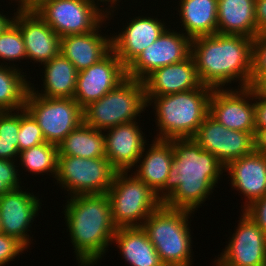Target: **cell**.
Instances as JSON below:
<instances>
[{
  "label": "cell",
  "instance_id": "1",
  "mask_svg": "<svg viewBox=\"0 0 266 266\" xmlns=\"http://www.w3.org/2000/svg\"><path fill=\"white\" fill-rule=\"evenodd\" d=\"M169 141L174 150L173 163L156 196L169 208L194 212L213 193L225 166L193 138Z\"/></svg>",
  "mask_w": 266,
  "mask_h": 266
},
{
  "label": "cell",
  "instance_id": "2",
  "mask_svg": "<svg viewBox=\"0 0 266 266\" xmlns=\"http://www.w3.org/2000/svg\"><path fill=\"white\" fill-rule=\"evenodd\" d=\"M64 210L79 266H94L112 245L117 227L107 193L70 196Z\"/></svg>",
  "mask_w": 266,
  "mask_h": 266
},
{
  "label": "cell",
  "instance_id": "3",
  "mask_svg": "<svg viewBox=\"0 0 266 266\" xmlns=\"http://www.w3.org/2000/svg\"><path fill=\"white\" fill-rule=\"evenodd\" d=\"M252 42L247 36L220 33L192 39L191 55L201 83L224 89L235 80L237 87H248Z\"/></svg>",
  "mask_w": 266,
  "mask_h": 266
},
{
  "label": "cell",
  "instance_id": "4",
  "mask_svg": "<svg viewBox=\"0 0 266 266\" xmlns=\"http://www.w3.org/2000/svg\"><path fill=\"white\" fill-rule=\"evenodd\" d=\"M212 90L213 88L203 85L189 91L145 97L147 107L152 104L155 106L156 127H159V134L155 139L169 141L193 138L209 114Z\"/></svg>",
  "mask_w": 266,
  "mask_h": 266
},
{
  "label": "cell",
  "instance_id": "5",
  "mask_svg": "<svg viewBox=\"0 0 266 266\" xmlns=\"http://www.w3.org/2000/svg\"><path fill=\"white\" fill-rule=\"evenodd\" d=\"M191 213L161 204L141 226L165 266L192 265Z\"/></svg>",
  "mask_w": 266,
  "mask_h": 266
},
{
  "label": "cell",
  "instance_id": "6",
  "mask_svg": "<svg viewBox=\"0 0 266 266\" xmlns=\"http://www.w3.org/2000/svg\"><path fill=\"white\" fill-rule=\"evenodd\" d=\"M147 107L143 81L126 78L101 99L83 109V122L106 131L120 124L137 121Z\"/></svg>",
  "mask_w": 266,
  "mask_h": 266
},
{
  "label": "cell",
  "instance_id": "7",
  "mask_svg": "<svg viewBox=\"0 0 266 266\" xmlns=\"http://www.w3.org/2000/svg\"><path fill=\"white\" fill-rule=\"evenodd\" d=\"M127 174L128 171H117L107 191L112 220L117 228L141 227L150 214L162 204L142 180Z\"/></svg>",
  "mask_w": 266,
  "mask_h": 266
},
{
  "label": "cell",
  "instance_id": "8",
  "mask_svg": "<svg viewBox=\"0 0 266 266\" xmlns=\"http://www.w3.org/2000/svg\"><path fill=\"white\" fill-rule=\"evenodd\" d=\"M99 5L92 0H44L33 10L62 38L89 33L104 24L107 12Z\"/></svg>",
  "mask_w": 266,
  "mask_h": 266
},
{
  "label": "cell",
  "instance_id": "9",
  "mask_svg": "<svg viewBox=\"0 0 266 266\" xmlns=\"http://www.w3.org/2000/svg\"><path fill=\"white\" fill-rule=\"evenodd\" d=\"M117 170L106 157L58 155L55 179L69 196L107 193Z\"/></svg>",
  "mask_w": 266,
  "mask_h": 266
},
{
  "label": "cell",
  "instance_id": "10",
  "mask_svg": "<svg viewBox=\"0 0 266 266\" xmlns=\"http://www.w3.org/2000/svg\"><path fill=\"white\" fill-rule=\"evenodd\" d=\"M24 108L37 121L45 141L55 145L83 122V109L73 98H45L29 89Z\"/></svg>",
  "mask_w": 266,
  "mask_h": 266
},
{
  "label": "cell",
  "instance_id": "11",
  "mask_svg": "<svg viewBox=\"0 0 266 266\" xmlns=\"http://www.w3.org/2000/svg\"><path fill=\"white\" fill-rule=\"evenodd\" d=\"M180 33L166 28L126 68L127 77L143 81L154 70L187 59L191 55L192 40L183 32Z\"/></svg>",
  "mask_w": 266,
  "mask_h": 266
},
{
  "label": "cell",
  "instance_id": "12",
  "mask_svg": "<svg viewBox=\"0 0 266 266\" xmlns=\"http://www.w3.org/2000/svg\"><path fill=\"white\" fill-rule=\"evenodd\" d=\"M193 139L225 167L233 160L255 151L254 133L227 129L209 114L204 118Z\"/></svg>",
  "mask_w": 266,
  "mask_h": 266
},
{
  "label": "cell",
  "instance_id": "13",
  "mask_svg": "<svg viewBox=\"0 0 266 266\" xmlns=\"http://www.w3.org/2000/svg\"><path fill=\"white\" fill-rule=\"evenodd\" d=\"M242 214L214 266H266V233L243 211Z\"/></svg>",
  "mask_w": 266,
  "mask_h": 266
},
{
  "label": "cell",
  "instance_id": "14",
  "mask_svg": "<svg viewBox=\"0 0 266 266\" xmlns=\"http://www.w3.org/2000/svg\"><path fill=\"white\" fill-rule=\"evenodd\" d=\"M254 94L248 88L213 89L209 115L227 129L255 133Z\"/></svg>",
  "mask_w": 266,
  "mask_h": 266
},
{
  "label": "cell",
  "instance_id": "15",
  "mask_svg": "<svg viewBox=\"0 0 266 266\" xmlns=\"http://www.w3.org/2000/svg\"><path fill=\"white\" fill-rule=\"evenodd\" d=\"M127 78L126 67L111 50L98 63L78 72L73 99L84 109Z\"/></svg>",
  "mask_w": 266,
  "mask_h": 266
},
{
  "label": "cell",
  "instance_id": "16",
  "mask_svg": "<svg viewBox=\"0 0 266 266\" xmlns=\"http://www.w3.org/2000/svg\"><path fill=\"white\" fill-rule=\"evenodd\" d=\"M40 205L38 196L22 191V188L1 195V233L15 237L29 249L32 237L27 232L30 231L31 224L39 214Z\"/></svg>",
  "mask_w": 266,
  "mask_h": 266
},
{
  "label": "cell",
  "instance_id": "17",
  "mask_svg": "<svg viewBox=\"0 0 266 266\" xmlns=\"http://www.w3.org/2000/svg\"><path fill=\"white\" fill-rule=\"evenodd\" d=\"M16 10L14 23L22 33L27 59L43 65L59 55L61 38L54 30L34 10Z\"/></svg>",
  "mask_w": 266,
  "mask_h": 266
},
{
  "label": "cell",
  "instance_id": "18",
  "mask_svg": "<svg viewBox=\"0 0 266 266\" xmlns=\"http://www.w3.org/2000/svg\"><path fill=\"white\" fill-rule=\"evenodd\" d=\"M166 28L164 21L158 18L143 15L131 18L118 35H111L112 51L127 68Z\"/></svg>",
  "mask_w": 266,
  "mask_h": 266
},
{
  "label": "cell",
  "instance_id": "19",
  "mask_svg": "<svg viewBox=\"0 0 266 266\" xmlns=\"http://www.w3.org/2000/svg\"><path fill=\"white\" fill-rule=\"evenodd\" d=\"M139 127L138 122L133 121L106 129L105 155L117 171L130 172L137 164L145 145H148L142 127Z\"/></svg>",
  "mask_w": 266,
  "mask_h": 266
},
{
  "label": "cell",
  "instance_id": "20",
  "mask_svg": "<svg viewBox=\"0 0 266 266\" xmlns=\"http://www.w3.org/2000/svg\"><path fill=\"white\" fill-rule=\"evenodd\" d=\"M143 83L145 97L184 92L203 86L192 55L179 63L154 70L143 80Z\"/></svg>",
  "mask_w": 266,
  "mask_h": 266
},
{
  "label": "cell",
  "instance_id": "21",
  "mask_svg": "<svg viewBox=\"0 0 266 266\" xmlns=\"http://www.w3.org/2000/svg\"><path fill=\"white\" fill-rule=\"evenodd\" d=\"M233 189L244 195L243 210L266 194V154L253 152L225 167Z\"/></svg>",
  "mask_w": 266,
  "mask_h": 266
},
{
  "label": "cell",
  "instance_id": "22",
  "mask_svg": "<svg viewBox=\"0 0 266 266\" xmlns=\"http://www.w3.org/2000/svg\"><path fill=\"white\" fill-rule=\"evenodd\" d=\"M101 26L103 27L100 25L89 33L61 38L60 53L74 65L78 72L98 63L112 50L111 37L99 33Z\"/></svg>",
  "mask_w": 266,
  "mask_h": 266
},
{
  "label": "cell",
  "instance_id": "23",
  "mask_svg": "<svg viewBox=\"0 0 266 266\" xmlns=\"http://www.w3.org/2000/svg\"><path fill=\"white\" fill-rule=\"evenodd\" d=\"M149 145L150 148L146 152V146L144 147L135 165L138 169L134 171V175L156 194L163 187L168 177L173 163L174 150L172 143L168 140L154 139L152 144Z\"/></svg>",
  "mask_w": 266,
  "mask_h": 266
},
{
  "label": "cell",
  "instance_id": "24",
  "mask_svg": "<svg viewBox=\"0 0 266 266\" xmlns=\"http://www.w3.org/2000/svg\"><path fill=\"white\" fill-rule=\"evenodd\" d=\"M217 33L254 38L255 0H218Z\"/></svg>",
  "mask_w": 266,
  "mask_h": 266
},
{
  "label": "cell",
  "instance_id": "25",
  "mask_svg": "<svg viewBox=\"0 0 266 266\" xmlns=\"http://www.w3.org/2000/svg\"><path fill=\"white\" fill-rule=\"evenodd\" d=\"M112 241L131 266H165L142 227L117 228Z\"/></svg>",
  "mask_w": 266,
  "mask_h": 266
},
{
  "label": "cell",
  "instance_id": "26",
  "mask_svg": "<svg viewBox=\"0 0 266 266\" xmlns=\"http://www.w3.org/2000/svg\"><path fill=\"white\" fill-rule=\"evenodd\" d=\"M43 65L44 90L36 91L32 83H30V90L45 98H73L78 75L74 65L61 53Z\"/></svg>",
  "mask_w": 266,
  "mask_h": 266
},
{
  "label": "cell",
  "instance_id": "27",
  "mask_svg": "<svg viewBox=\"0 0 266 266\" xmlns=\"http://www.w3.org/2000/svg\"><path fill=\"white\" fill-rule=\"evenodd\" d=\"M181 27L191 40L217 33L218 0H181L178 1Z\"/></svg>",
  "mask_w": 266,
  "mask_h": 266
},
{
  "label": "cell",
  "instance_id": "28",
  "mask_svg": "<svg viewBox=\"0 0 266 266\" xmlns=\"http://www.w3.org/2000/svg\"><path fill=\"white\" fill-rule=\"evenodd\" d=\"M58 155L83 159L106 157L104 132L82 122L58 145Z\"/></svg>",
  "mask_w": 266,
  "mask_h": 266
},
{
  "label": "cell",
  "instance_id": "29",
  "mask_svg": "<svg viewBox=\"0 0 266 266\" xmlns=\"http://www.w3.org/2000/svg\"><path fill=\"white\" fill-rule=\"evenodd\" d=\"M18 68L9 66L7 62L0 64V112H14L25 107L30 81Z\"/></svg>",
  "mask_w": 266,
  "mask_h": 266
},
{
  "label": "cell",
  "instance_id": "30",
  "mask_svg": "<svg viewBox=\"0 0 266 266\" xmlns=\"http://www.w3.org/2000/svg\"><path fill=\"white\" fill-rule=\"evenodd\" d=\"M19 162L30 174H48L53 178L57 171L58 146L52 143L44 142L33 146L30 149L19 152Z\"/></svg>",
  "mask_w": 266,
  "mask_h": 266
},
{
  "label": "cell",
  "instance_id": "31",
  "mask_svg": "<svg viewBox=\"0 0 266 266\" xmlns=\"http://www.w3.org/2000/svg\"><path fill=\"white\" fill-rule=\"evenodd\" d=\"M19 130L20 110L0 112V159L17 160Z\"/></svg>",
  "mask_w": 266,
  "mask_h": 266
},
{
  "label": "cell",
  "instance_id": "32",
  "mask_svg": "<svg viewBox=\"0 0 266 266\" xmlns=\"http://www.w3.org/2000/svg\"><path fill=\"white\" fill-rule=\"evenodd\" d=\"M0 59L4 63L9 61V64L10 61L27 59L22 33L14 22L0 34Z\"/></svg>",
  "mask_w": 266,
  "mask_h": 266
},
{
  "label": "cell",
  "instance_id": "33",
  "mask_svg": "<svg viewBox=\"0 0 266 266\" xmlns=\"http://www.w3.org/2000/svg\"><path fill=\"white\" fill-rule=\"evenodd\" d=\"M46 142L41 128L34 117L24 108L20 110V130L18 133V150L22 152L33 146Z\"/></svg>",
  "mask_w": 266,
  "mask_h": 266
},
{
  "label": "cell",
  "instance_id": "34",
  "mask_svg": "<svg viewBox=\"0 0 266 266\" xmlns=\"http://www.w3.org/2000/svg\"><path fill=\"white\" fill-rule=\"evenodd\" d=\"M263 73H266V33L258 34L253 38L250 83Z\"/></svg>",
  "mask_w": 266,
  "mask_h": 266
},
{
  "label": "cell",
  "instance_id": "35",
  "mask_svg": "<svg viewBox=\"0 0 266 266\" xmlns=\"http://www.w3.org/2000/svg\"><path fill=\"white\" fill-rule=\"evenodd\" d=\"M15 160L0 159V196L12 190L21 188L19 169H16Z\"/></svg>",
  "mask_w": 266,
  "mask_h": 266
},
{
  "label": "cell",
  "instance_id": "36",
  "mask_svg": "<svg viewBox=\"0 0 266 266\" xmlns=\"http://www.w3.org/2000/svg\"><path fill=\"white\" fill-rule=\"evenodd\" d=\"M26 249L15 237L0 233V266L10 263Z\"/></svg>",
  "mask_w": 266,
  "mask_h": 266
},
{
  "label": "cell",
  "instance_id": "37",
  "mask_svg": "<svg viewBox=\"0 0 266 266\" xmlns=\"http://www.w3.org/2000/svg\"><path fill=\"white\" fill-rule=\"evenodd\" d=\"M241 211L249 216L266 233V194L244 210L241 209Z\"/></svg>",
  "mask_w": 266,
  "mask_h": 266
},
{
  "label": "cell",
  "instance_id": "38",
  "mask_svg": "<svg viewBox=\"0 0 266 266\" xmlns=\"http://www.w3.org/2000/svg\"><path fill=\"white\" fill-rule=\"evenodd\" d=\"M257 35L266 33V0H255Z\"/></svg>",
  "mask_w": 266,
  "mask_h": 266
},
{
  "label": "cell",
  "instance_id": "39",
  "mask_svg": "<svg viewBox=\"0 0 266 266\" xmlns=\"http://www.w3.org/2000/svg\"><path fill=\"white\" fill-rule=\"evenodd\" d=\"M254 100L255 129L266 128V98H259L254 96Z\"/></svg>",
  "mask_w": 266,
  "mask_h": 266
},
{
  "label": "cell",
  "instance_id": "40",
  "mask_svg": "<svg viewBox=\"0 0 266 266\" xmlns=\"http://www.w3.org/2000/svg\"><path fill=\"white\" fill-rule=\"evenodd\" d=\"M255 97L266 98V73L257 76L248 86Z\"/></svg>",
  "mask_w": 266,
  "mask_h": 266
},
{
  "label": "cell",
  "instance_id": "41",
  "mask_svg": "<svg viewBox=\"0 0 266 266\" xmlns=\"http://www.w3.org/2000/svg\"><path fill=\"white\" fill-rule=\"evenodd\" d=\"M254 150L257 153L266 154V128L255 129Z\"/></svg>",
  "mask_w": 266,
  "mask_h": 266
},
{
  "label": "cell",
  "instance_id": "42",
  "mask_svg": "<svg viewBox=\"0 0 266 266\" xmlns=\"http://www.w3.org/2000/svg\"><path fill=\"white\" fill-rule=\"evenodd\" d=\"M44 0H16L18 7L25 10H33Z\"/></svg>",
  "mask_w": 266,
  "mask_h": 266
},
{
  "label": "cell",
  "instance_id": "43",
  "mask_svg": "<svg viewBox=\"0 0 266 266\" xmlns=\"http://www.w3.org/2000/svg\"><path fill=\"white\" fill-rule=\"evenodd\" d=\"M15 13L16 12H14V16L10 18L9 16H6L5 14L3 15V13L1 14L0 12V34H2L14 22Z\"/></svg>",
  "mask_w": 266,
  "mask_h": 266
},
{
  "label": "cell",
  "instance_id": "44",
  "mask_svg": "<svg viewBox=\"0 0 266 266\" xmlns=\"http://www.w3.org/2000/svg\"><path fill=\"white\" fill-rule=\"evenodd\" d=\"M93 2H95L96 0H92ZM103 2V3H106L108 2V4H111V5H108V8L110 7L112 10H110V8H105L106 9V12H107V19L113 15H111V11H112V14L113 12L115 11L114 8H116V4L119 3L120 1L119 0H97V4H99L98 2ZM110 2V3H109ZM115 4V5H114ZM110 15V16H109Z\"/></svg>",
  "mask_w": 266,
  "mask_h": 266
}]
</instances>
